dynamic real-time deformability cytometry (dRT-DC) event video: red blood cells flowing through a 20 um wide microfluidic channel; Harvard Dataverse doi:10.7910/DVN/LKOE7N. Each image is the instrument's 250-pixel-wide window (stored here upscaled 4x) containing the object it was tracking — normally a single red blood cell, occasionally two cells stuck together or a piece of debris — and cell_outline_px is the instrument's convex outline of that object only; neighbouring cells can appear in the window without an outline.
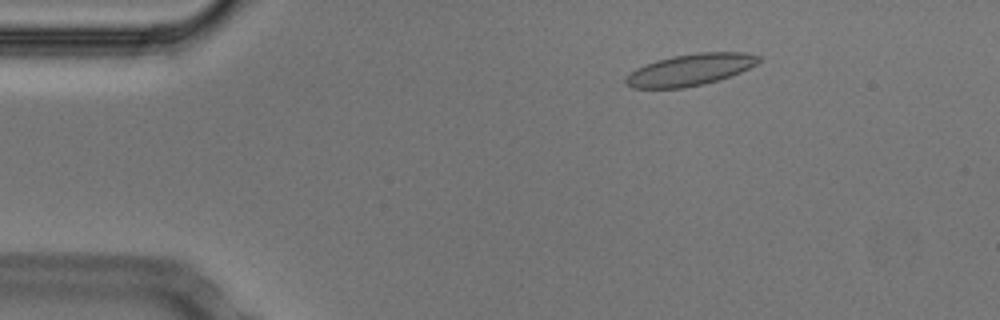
{"species": "Egyptian fruit bat (a non-hibernating species)", "species_latin": "Rousettus aegyptiacus", "temperature_condition": "cold", "stored_images_in_passage": 53, "camera_frame_rate_fps": 3000, "um_per_image_px": 0.085, "animal": {"sex": "male"}, "frame": {"image": 1, "passage_image": 8, "time_ms": 2.333, "image_size_px": [1000, 320], "cell_outline_px": [[760, 60], [756, 64], [740, 72], [720, 80], [704, 84], [684, 88], [632, 88], [624, 84], [624, 76], [636, 68], [656, 60], [672, 56], [696, 52], [748, 52], [760, 56]], "centroid_in_image_um": [58.64, 5.93], "position_along_channel_um": 26.4, "area_um2": 24.8}}
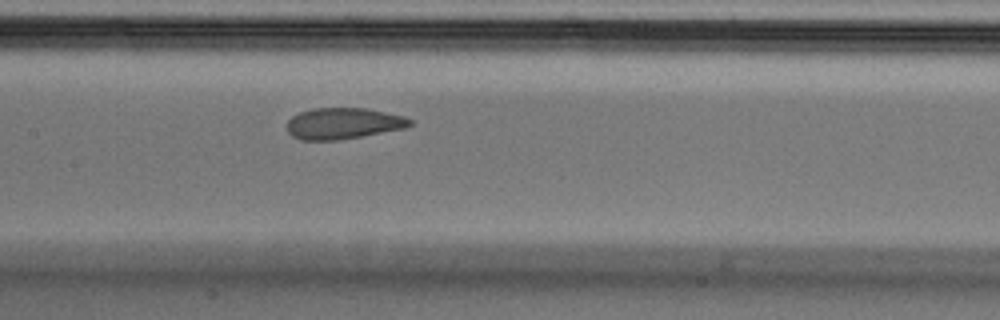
{"frame": {"image": 2, "passage_image": 25, "time_ms": 8.0, "image_size_px": [1000, 320], "cell_outline_px": [[412, 124], [404, 128], [360, 136], [336, 140], [300, 140], [292, 136], [288, 132], [288, 120], [292, 116], [300, 112], [316, 108], [364, 108], [404, 116], [412, 120]], "centroid_in_image_um": [29.15, 10.49], "position_along_channel_um": 178.2, "area_um2": 22.08}}
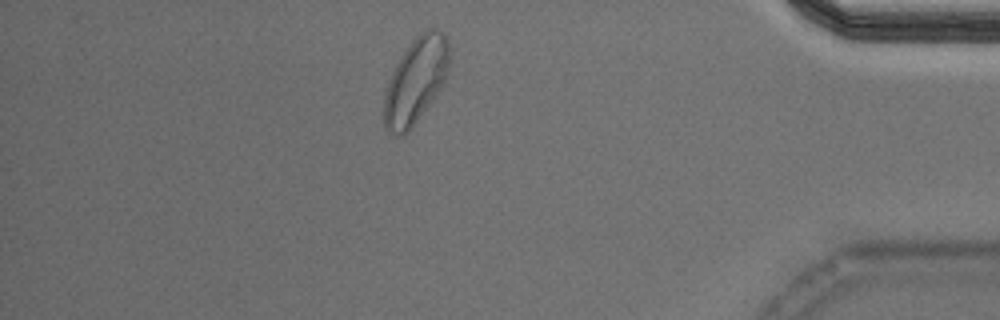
{"frame": {"image": 3, "passage_image": 46, "time_ms": 15.0, "image_size_px": [1000, 320], "cell_outline_px": [[448, 72], [440, 88], [412, 128], [408, 132], [400, 136], [396, 136], [388, 132], [384, 128], [384, 92], [388, 80], [400, 56], [412, 40], [420, 32], [428, 28], [436, 28], [444, 32], [448, 40]], "centroid_in_image_um": [35.31, 6.85], "position_along_channel_um": 399.9, "area_um2": 32.66}, "authors_computed_cell_mechanics": {"area_um2": 23.9292, "velocity_mm_per_s": 3.7207, "shape_relaxation_time_tau1_ms": 4.2045, "shape_relaxation_time_tau2_ms": 1.1142, "deformation_change_tau1": 0.109, "deformation_change_tau2": 0.0559}}